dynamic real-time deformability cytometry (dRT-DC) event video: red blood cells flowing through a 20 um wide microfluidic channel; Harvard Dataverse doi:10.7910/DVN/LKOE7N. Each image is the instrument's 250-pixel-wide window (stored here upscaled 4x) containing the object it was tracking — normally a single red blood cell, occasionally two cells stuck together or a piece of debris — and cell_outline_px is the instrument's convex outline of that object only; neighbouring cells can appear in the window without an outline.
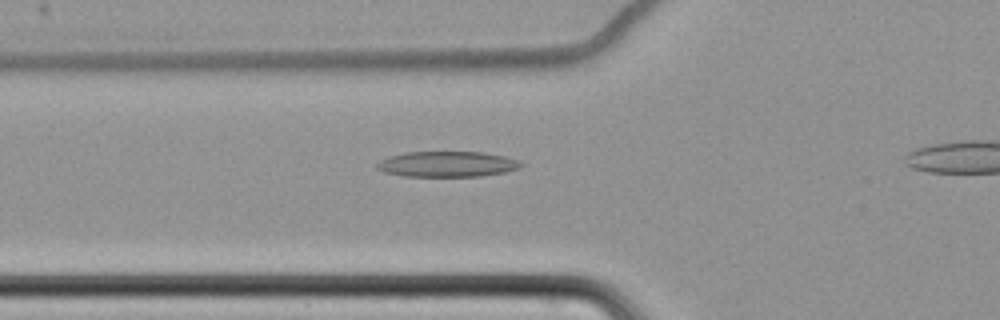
{"species": "common noctule bat (a hibernating species)", "species_latin": "Nyctalus noctula", "temperature_condition": "cold", "stored_images_in_passage": 43, "camera_frame_rate_fps": 3000, "um_per_image_px": 0.085, "animal": {"sex": "female", "body_mass_g": 22.7, "forearm_length_mm": 54.2}, "frame": {"image": 1, "passage_image": 12, "time_ms": 3.667, "image_size_px": [1000, 320], "cell_outline_px": [[524, 164], [520, 168], [504, 172], [480, 176], [404, 176], [384, 172], [376, 168], [376, 164], [380, 160], [388, 156], [404, 152], [484, 152], [504, 156], [516, 160]], "centroid_in_image_um": [37.98, 13.94], "position_along_channel_um": 87.8, "area_um2": 21.44}}
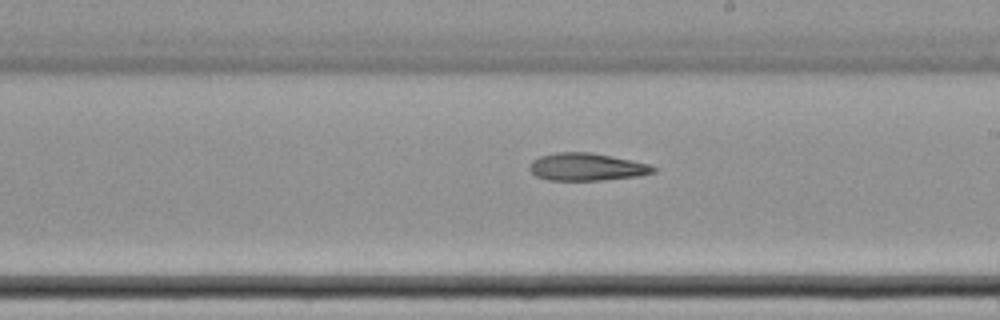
{"frame": {"image": 2, "passage_image": 25, "time_ms": 8.0, "image_size_px": [1000, 320], "cell_outline_px": [[656, 172], [640, 176], [600, 180], [548, 180], [536, 176], [528, 168], [532, 160], [540, 156], [556, 152], [592, 152], [632, 160], [648, 164], [656, 168]], "centroid_in_image_um": [49.87, 14.18], "position_along_channel_um": 239.1, "area_um2": 19.94}}
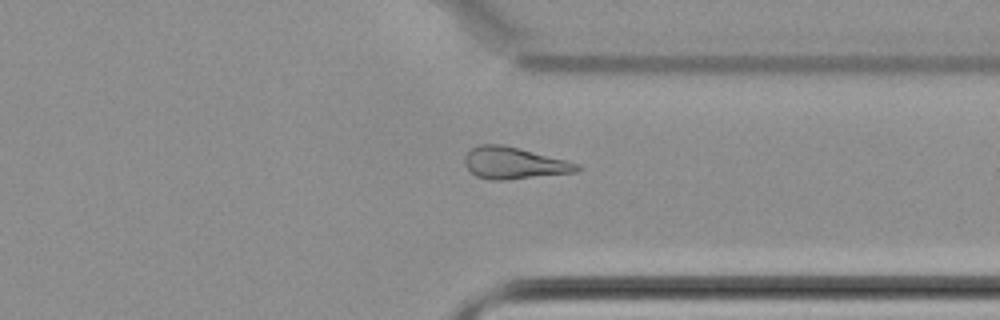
{"frame": {"image": 3, "passage_image": 36, "time_ms": 11.667, "image_size_px": [1000, 320], "cell_outline_px": [[584, 168], [576, 172], [508, 180], [488, 180], [476, 176], [464, 164], [464, 156], [476, 144], [504, 144], [568, 160], [580, 164]], "centroid_in_image_um": [43.72, 13.86], "position_along_channel_um": 367.7, "area_um2": 21.21}}